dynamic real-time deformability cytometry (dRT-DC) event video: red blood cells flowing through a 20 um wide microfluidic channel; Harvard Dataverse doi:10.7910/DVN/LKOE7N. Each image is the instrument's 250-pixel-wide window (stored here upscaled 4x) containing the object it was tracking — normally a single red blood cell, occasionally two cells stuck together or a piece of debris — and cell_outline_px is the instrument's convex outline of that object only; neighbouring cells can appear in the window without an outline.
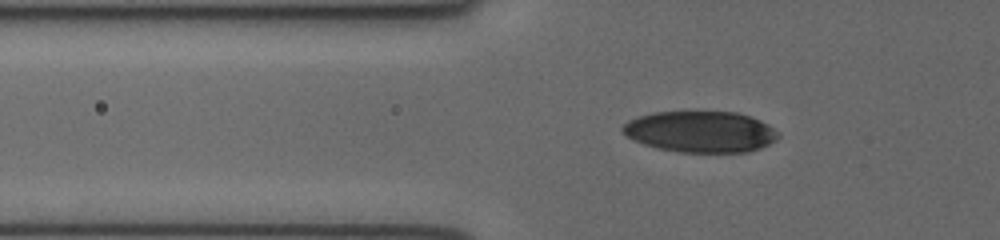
{"species": "human", "species_latin": "Homo sapiens", "temperature_condition": "cold", "stored_images_in_passage": 36, "segment_of_instrument_passage": [1, 2], "camera_frame_rate_fps": 3000, "um_per_image_px": 0.085, "donor": {"sex": "female"}, "frame": {"image": 1, "passage_image": 5, "time_ms": 1.333, "image_size_px": [1000, 240], "cell_outline_px": [[780, 136], [776, 140], [760, 148], [748, 152], [680, 152], [660, 148], [644, 144], [632, 140], [620, 128], [628, 120], [652, 112], [736, 112], [760, 120], [768, 124], [780, 132]], "centroid_in_image_um": [59.57, 11.19], "position_along_channel_um": 66.2, "area_um2": 37.28}}
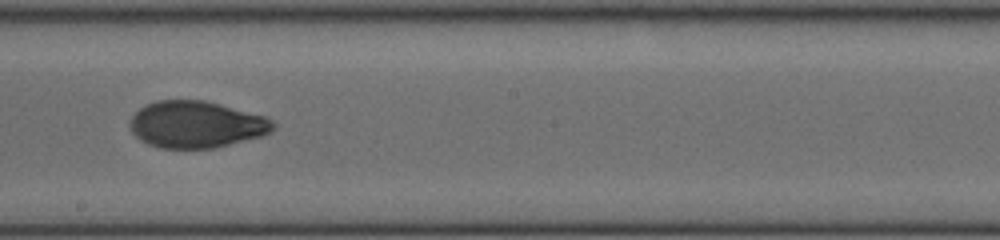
{"frame": {"image": 2, "passage_image": 17, "time_ms": 5.333, "image_size_px": [1000, 240], "cell_outline_px": [[276, 128], [272, 132], [260, 136], [216, 148], [160, 148], [148, 144], [140, 140], [132, 132], [128, 124], [132, 116], [140, 108], [156, 100], [204, 100], [264, 116], [272, 120], [276, 124]], "centroid_in_image_um": [16.67, 10.59], "position_along_channel_um": 231.5, "area_um2": 39.02}}
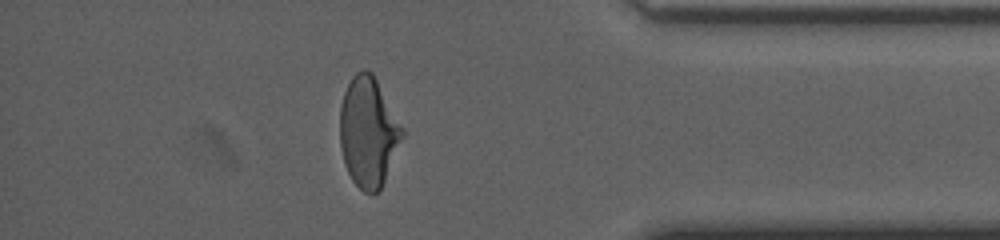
{"frame": {"image": 3, "passage_image": 30, "time_ms": 9.667, "image_size_px": [1000, 240], "cell_outline_px": [[404, 136], [380, 192], [372, 196], [364, 192], [352, 180], [344, 164], [340, 144], [340, 108], [344, 92], [352, 76], [356, 72], [364, 68], [372, 72], [404, 128]], "centroid_in_image_um": [31.32, 11.25], "position_along_channel_um": 403.9, "area_um2": 40.29}}